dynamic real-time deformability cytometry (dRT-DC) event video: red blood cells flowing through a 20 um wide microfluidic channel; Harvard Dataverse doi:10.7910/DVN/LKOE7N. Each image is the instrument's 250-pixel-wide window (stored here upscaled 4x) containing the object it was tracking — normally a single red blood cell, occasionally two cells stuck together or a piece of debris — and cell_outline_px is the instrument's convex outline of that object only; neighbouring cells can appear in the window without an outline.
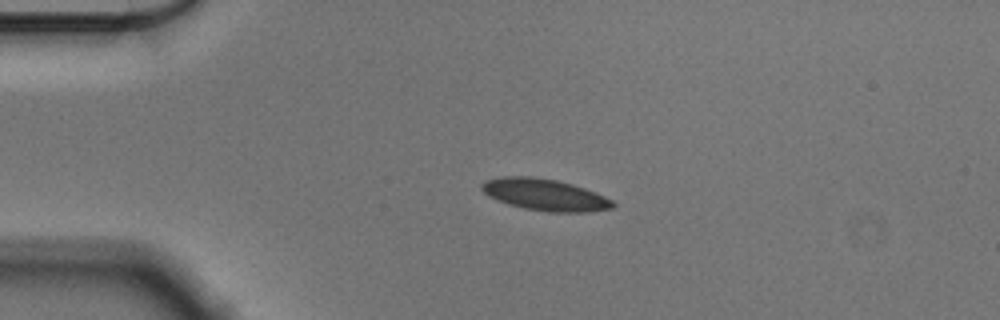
{"species": "Egyptian fruit bat (a non-hibernating species)", "species_latin": "Rousettus aegyptiacus", "temperature_condition": "cold", "stored_images_in_passage": 44, "camera_frame_rate_fps": 3000, "um_per_image_px": 0.085, "animal": {"sex": "male"}, "frame": {"image": 1, "passage_image": 1, "time_ms": 0.0, "image_size_px": [1000, 320], "cell_outline_px": [[616, 204], [612, 208], [588, 212], [548, 212], [524, 208], [508, 204], [488, 196], [480, 188], [480, 184], [484, 180], [504, 176], [532, 176], [556, 180], [572, 184], [596, 192], [612, 200]], "centroid_in_image_um": [46.3, 16.55], "position_along_channel_um": 38.7, "area_um2": 24.28}}
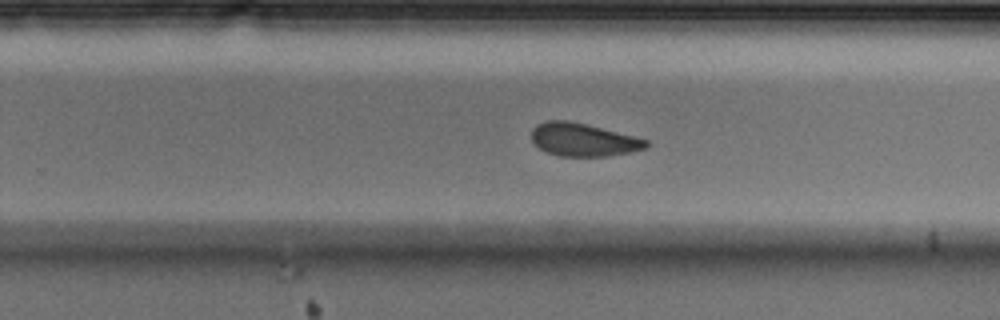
{"frame": {"image": 2, "passage_image": 24, "time_ms": 7.667, "image_size_px": [1000, 320], "cell_outline_px": [[652, 144], [648, 148], [628, 152], [604, 156], [560, 156], [548, 152], [540, 148], [532, 140], [532, 128], [536, 124], [544, 120], [568, 120], [588, 124], [648, 140]], "centroid_in_image_um": [49.58, 11.86], "position_along_channel_um": 280.2, "area_um2": 22.08}}
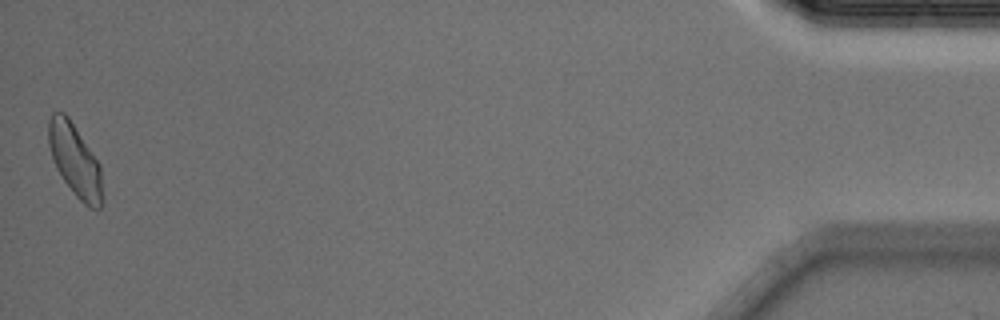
{"frame": {"image": 3, "passage_image": 44, "time_ms": 14.333, "image_size_px": [1000, 320], "cell_outline_px": [[104, 200], [100, 208], [88, 208], [76, 196], [64, 180], [56, 168], [48, 144], [48, 120], [52, 112], [64, 112], [68, 116], [100, 164], [104, 196]], "centroid_in_image_um": [6.39, 13.65], "position_along_channel_um": 428.8, "area_um2": 22.89}, "authors_computed_cell_mechanics": {"area_um2": 23.1778, "velocity_mm_per_s": 3.575, "shape_relaxation_time_tau1_ms": 5.6503, "shape_relaxation_time_tau2_ms": 2.1597, "deformation_change_tau1": 0.1313, "deformation_change_tau2": 0.0718}}